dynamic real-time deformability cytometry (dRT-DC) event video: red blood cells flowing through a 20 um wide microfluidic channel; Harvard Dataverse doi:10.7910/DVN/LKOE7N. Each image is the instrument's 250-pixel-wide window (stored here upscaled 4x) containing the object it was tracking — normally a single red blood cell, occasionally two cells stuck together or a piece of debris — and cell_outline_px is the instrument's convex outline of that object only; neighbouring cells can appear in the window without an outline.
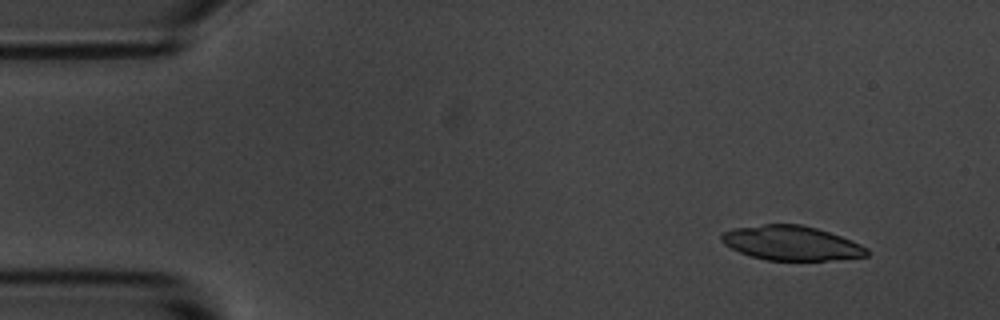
{"species": "common noctule bat (a hibernating species)", "species_latin": "Nyctalus noctula", "temperature_condition": "room temperature", "stored_images_in_passage": 5, "segment_of_instrument_passage": [1, 2], "camera_frame_rate_fps": 3000, "um_per_image_px": 0.085, "animal": {"sex": "male", "body_mass_g": 20.1, "forearm_length_mm": 53.5}, "frame": {"image": 1, "passage_image": 1, "time_ms": 0.0, "image_size_px": [1000, 320], "cell_outline_px": [[868, 256], [824, 260], [764, 260], [740, 252], [724, 244], [720, 240], [720, 232], [732, 228], [764, 224], [800, 224], [816, 228], [840, 236], [860, 244], [868, 248]], "centroid_in_image_um": [67.21, 20.65], "position_along_channel_um": 17.8, "area_um2": 29.07}}